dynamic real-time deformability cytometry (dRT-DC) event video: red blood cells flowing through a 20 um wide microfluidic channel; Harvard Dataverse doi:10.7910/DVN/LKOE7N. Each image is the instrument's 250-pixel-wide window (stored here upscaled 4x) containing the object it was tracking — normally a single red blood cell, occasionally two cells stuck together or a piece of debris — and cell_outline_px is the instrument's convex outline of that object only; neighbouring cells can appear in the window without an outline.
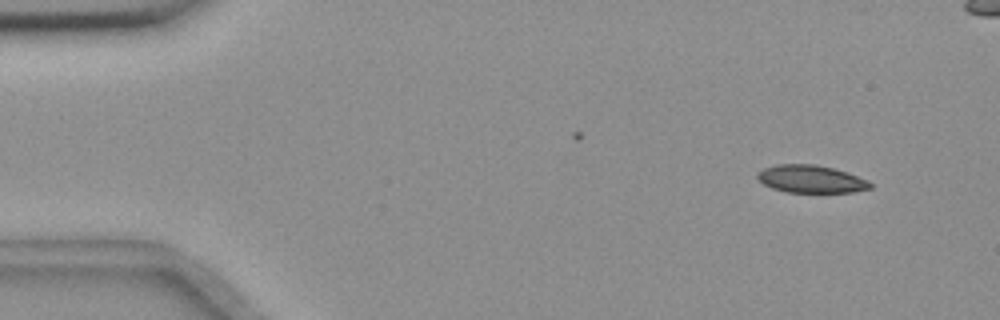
{"species": "common noctule bat (a hibernating species)", "species_latin": "Nyctalus noctula", "temperature_condition": "room temperature", "stored_images_in_passage": 5, "camera_frame_rate_fps": 3000, "um_per_image_px": 0.085, "animal": {"sex": "female", "body_mass_g": 18.4}, "frame": {"image": 1, "passage_image": 1, "time_ms": 0.0, "image_size_px": [1000, 320], "cell_outline_px": [[872, 188], [852, 192], [784, 192], [772, 188], [764, 184], [756, 176], [756, 172], [764, 168], [776, 164], [816, 164], [848, 172], [868, 180], [872, 184]], "centroid_in_image_um": [68.93, 15.21], "position_along_channel_um": 16.1, "area_um2": 18.26}}